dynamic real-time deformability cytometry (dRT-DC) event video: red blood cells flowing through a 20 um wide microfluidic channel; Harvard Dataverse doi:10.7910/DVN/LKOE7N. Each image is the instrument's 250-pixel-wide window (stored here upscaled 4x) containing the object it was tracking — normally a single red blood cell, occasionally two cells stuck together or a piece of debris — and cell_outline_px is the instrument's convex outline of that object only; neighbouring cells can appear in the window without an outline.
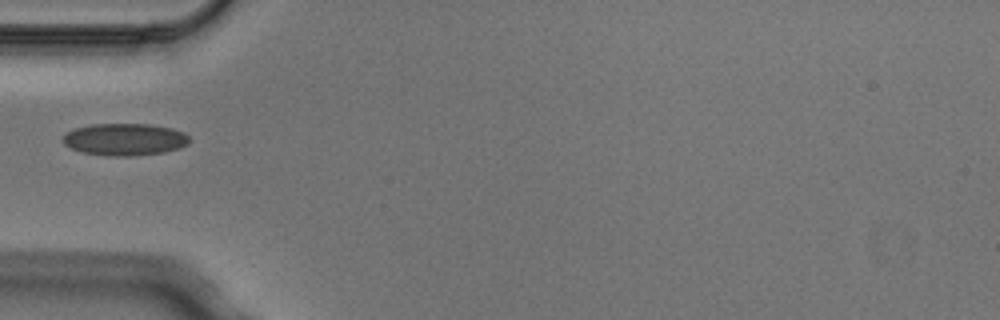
{"species": "Egyptian fruit bat (a non-hibernating species)", "species_latin": "Rousettus aegyptiacus", "temperature_condition": "cold", "stored_images_in_passage": 5, "camera_frame_rate_fps": 3000, "um_per_image_px": 0.085, "animal": {"sex": "male"}, "frame": {"image": 1, "passage_image": 4, "time_ms": 1.0, "image_size_px": [1000, 320], "cell_outline_px": [[188, 144], [180, 148], [164, 152], [136, 156], [108, 156], [84, 152], [72, 148], [64, 144], [64, 132], [76, 128], [92, 124], [148, 124], [172, 128], [184, 132], [188, 136]], "centroid_in_image_um": [10.62, 11.85], "position_along_channel_um": 74.4, "area_um2": 23.64}}
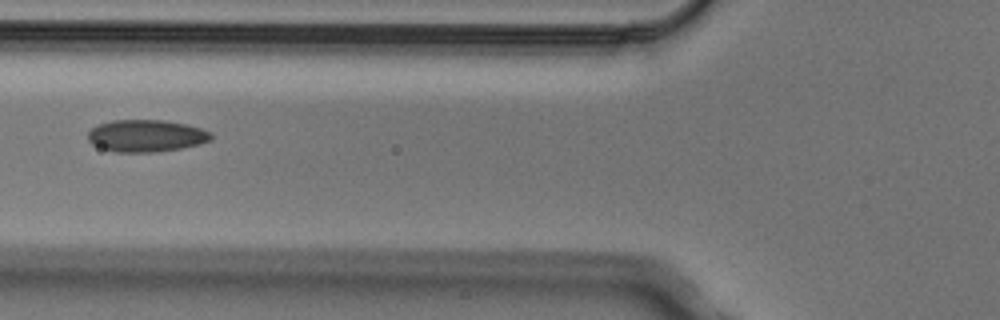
{"frame": {"image": 2, "passage_image": 5, "time_ms": 1.333, "image_size_px": [1000, 320], "cell_outline_px": [[212, 140], [200, 144], [180, 148], [156, 152], [116, 152], [100, 148], [92, 144], [88, 140], [88, 132], [96, 124], [112, 120], [164, 120], [188, 124], [212, 132]], "centroid_in_image_um": [12.42, 11.54], "position_along_channel_um": 113.4, "area_um2": 23.29}}